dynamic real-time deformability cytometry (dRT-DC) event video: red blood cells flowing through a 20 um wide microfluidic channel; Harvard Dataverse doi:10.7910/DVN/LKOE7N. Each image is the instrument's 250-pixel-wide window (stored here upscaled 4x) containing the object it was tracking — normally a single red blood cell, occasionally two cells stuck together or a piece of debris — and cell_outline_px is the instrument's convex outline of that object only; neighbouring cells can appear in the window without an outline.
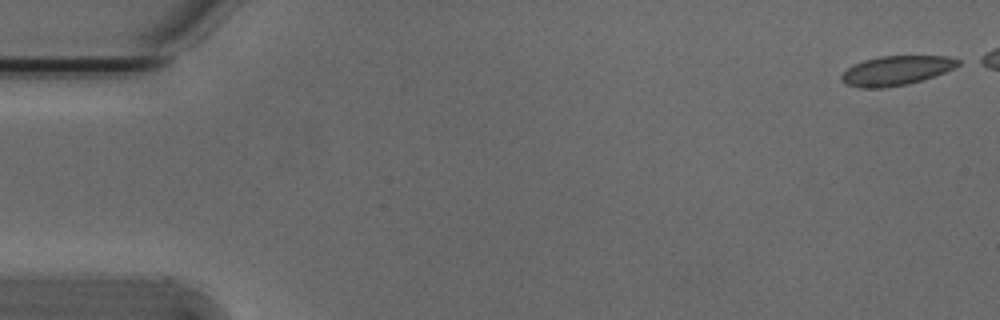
{"species": "Egyptian fruit bat (a non-hibernating species)", "species_latin": "Rousettus aegyptiacus", "temperature_condition": "cold", "stored_images_in_passage": 6, "camera_frame_rate_fps": 3000, "um_per_image_px": 0.085, "animal": {"sex": "male"}, "frame": {"image": 1, "passage_image": 1, "time_ms": 0.0, "image_size_px": [1000, 320], "cell_outline_px": [[960, 64], [944, 72], [924, 80], [908, 84], [880, 88], [856, 88], [844, 84], [840, 80], [840, 76], [852, 64], [864, 60], [880, 56], [948, 56], [960, 60]], "centroid_in_image_um": [76.13, 6.01], "position_along_channel_um": 8.9, "area_um2": 20.11}}